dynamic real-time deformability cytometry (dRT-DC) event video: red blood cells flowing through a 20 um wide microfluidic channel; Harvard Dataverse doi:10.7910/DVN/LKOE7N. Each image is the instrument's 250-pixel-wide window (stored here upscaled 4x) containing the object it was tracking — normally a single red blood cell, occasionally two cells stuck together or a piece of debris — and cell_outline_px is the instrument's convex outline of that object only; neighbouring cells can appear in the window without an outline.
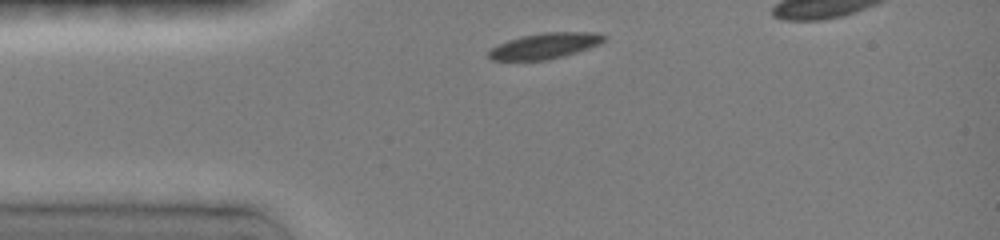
{"species": "common noctule bat (a hibernating species)", "species_latin": "Nyctalus noctula", "temperature_condition": "room temperature", "stored_images_in_passage": 26, "camera_frame_rate_fps": 3000, "um_per_image_px": 0.085, "animal": {"sex": "female", "body_mass_g": 19.0, "forearm_length_mm": 51.5}, "frame": {"image": 1, "passage_image": 1, "time_ms": 0.0, "image_size_px": [1000, 240], "cell_outline_px": [[608, 36], [600, 44], [588, 48], [560, 56], [544, 60], [492, 60], [488, 56], [488, 52], [496, 44], [520, 36], [544, 32], [600, 32]], "centroid_in_image_um": [46.31, 3.87], "position_along_channel_um": 38.7, "area_um2": 17.22}}
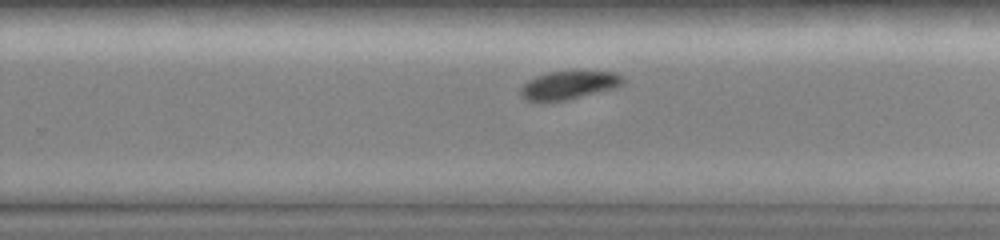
{"frame": {"image": 2, "passage_image": 16, "time_ms": 6.667, "image_size_px": [1000, 240], "cell_outline_px": [[624, 84], [612, 88], [564, 100], [528, 100], [520, 92], [520, 88], [528, 80], [536, 76], [548, 72], [576, 68], [616, 72], [624, 76]], "centroid_in_image_um": [48.43, 7.14], "position_along_channel_um": 281.4, "area_um2": 17.17}}
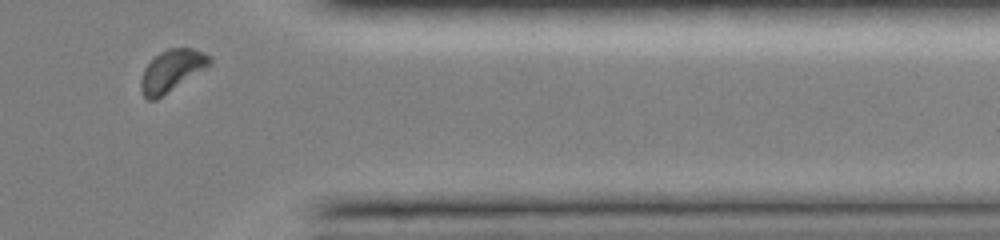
{"frame": {"image": 3, "passage_image": 24, "time_ms": 9.667, "image_size_px": [1000, 240], "cell_outline_px": [[212, 64], [208, 68], [156, 100], [148, 100], [144, 96], [140, 88], [140, 80], [144, 68], [160, 52], [168, 48], [192, 48], [204, 52], [212, 56]], "centroid_in_image_um": [14.64, 6.01], "position_along_channel_um": 396.8, "area_um2": 16.99}, "authors_computed_cell_mechanics": {"area_um2": 17.2822, "velocity_mm_per_s": 3.9585, "shape_relaxation_time_tau1_ms": 1.5776, "shape_relaxation_time_tau2_ms": null, "deformation_change_tau1": 0.0747, "deformation_change_tau2": null}}